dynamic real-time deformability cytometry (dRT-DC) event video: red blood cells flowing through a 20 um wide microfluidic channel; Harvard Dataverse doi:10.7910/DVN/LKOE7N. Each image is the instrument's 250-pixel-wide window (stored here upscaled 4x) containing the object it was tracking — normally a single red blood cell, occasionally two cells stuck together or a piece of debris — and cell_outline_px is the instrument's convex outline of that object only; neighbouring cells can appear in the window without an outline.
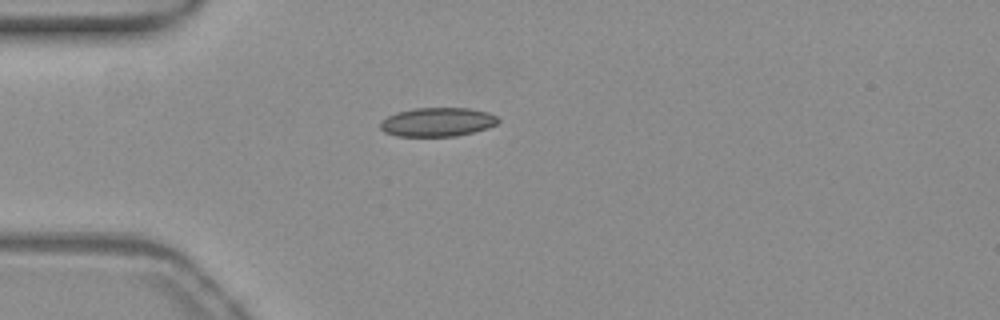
{"species": "common noctule bat (a hibernating species)", "species_latin": "Nyctalus noctula", "temperature_condition": "warm", "stored_images_in_passage": 31, "camera_frame_rate_fps": 3000, "um_per_image_px": 0.085, "animal": {"sex": "female", "body_mass_g": 19.3, "forearm_length_mm": 54.1}, "frame": {"image": 1, "passage_image": 1, "time_ms": 0.0, "image_size_px": [1000, 320], "cell_outline_px": [[500, 120], [496, 124], [488, 128], [456, 136], [396, 136], [384, 132], [380, 128], [380, 124], [388, 116], [396, 112], [412, 108], [472, 108], [488, 112], [496, 116]], "centroid_in_image_um": [37.19, 10.37], "position_along_channel_um": 47.8, "area_um2": 19.88}}
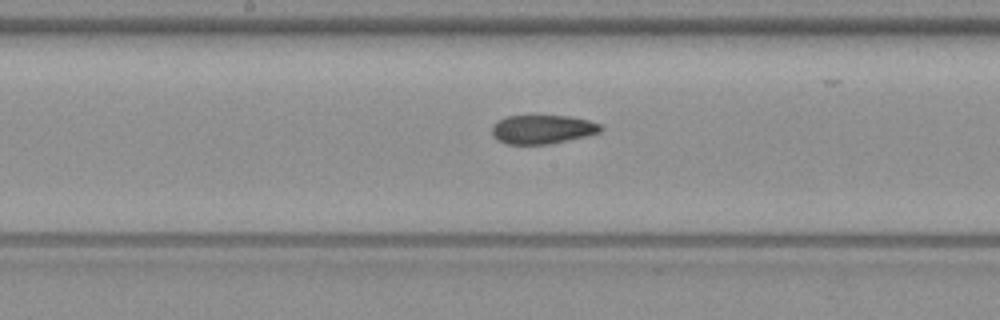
{"frame": {"image": 2, "passage_image": 14, "time_ms": 4.333, "image_size_px": [1000, 320], "cell_outline_px": [[604, 128], [600, 132], [588, 136], [552, 144], [504, 144], [496, 140], [492, 136], [492, 124], [508, 116], [572, 116], [588, 120], [600, 124]], "centroid_in_image_um": [46.12, 11.01], "position_along_channel_um": 202.1, "area_um2": 18.55}}
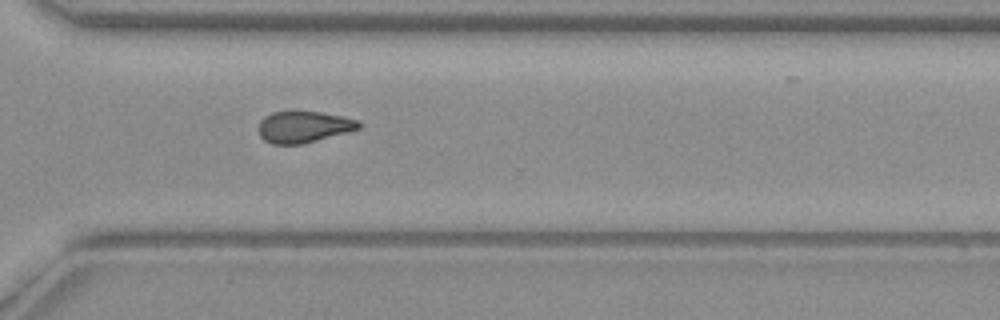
{"frame": {"image": 3, "passage_image": 25, "time_ms": 8.0, "image_size_px": [1000, 320], "cell_outline_px": [[360, 128], [348, 132], [304, 144], [272, 144], [264, 140], [260, 136], [260, 120], [264, 116], [272, 112], [320, 112], [344, 116], [356, 120], [360, 124]], "centroid_in_image_um": [25.81, 10.79], "position_along_channel_um": 344.8, "area_um2": 18.26}, "authors_computed_cell_mechanics": {"area_um2": 18.9006, "velocity_mm_per_s": 3.9027, "shape_relaxation_time_tau1_ms": null, "shape_relaxation_time_tau2_ms": 5.2717, "deformation_change_tau1": null, "deformation_change_tau2": 0.1064}}